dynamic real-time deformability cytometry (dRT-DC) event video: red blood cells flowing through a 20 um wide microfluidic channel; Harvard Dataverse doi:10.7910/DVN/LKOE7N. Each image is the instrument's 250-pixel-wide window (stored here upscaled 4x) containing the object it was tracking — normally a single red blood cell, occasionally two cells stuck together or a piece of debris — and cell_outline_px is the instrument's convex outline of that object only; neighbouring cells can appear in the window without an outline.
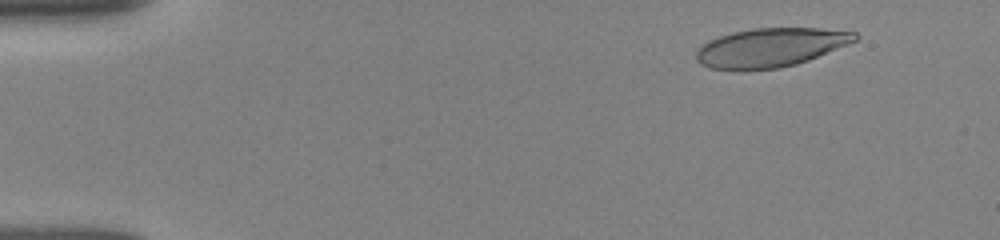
{"species": "human", "species_latin": "Homo sapiens", "temperature_condition": "room temperature", "stored_images_in_passage": 45, "camera_frame_rate_fps": 3000, "um_per_image_px": 0.085, "donor": {"sex": "female"}, "frame": {"image": 1, "passage_image": 6, "time_ms": 1.333, "image_size_px": [1000, 240], "cell_outline_px": [[860, 36], [856, 40], [848, 44], [808, 60], [796, 64], [780, 68], [744, 72], [740, 72], [708, 68], [700, 64], [696, 60], [696, 52], [708, 40], [732, 32], [752, 28], [820, 28], [856, 32]], "centroid_in_image_um": [65.45, 4.07], "position_along_channel_um": 19.6, "area_um2": 36.53}}
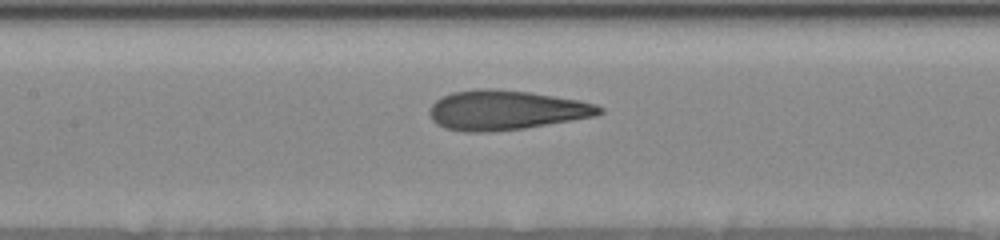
{"frame": {"image": 2, "passage_image": 28, "time_ms": 7.667, "image_size_px": [1000, 240], "cell_outline_px": [[604, 112], [596, 116], [524, 128], [488, 132], [464, 132], [444, 128], [436, 124], [432, 120], [428, 112], [428, 108], [436, 100], [452, 92], [480, 88], [496, 88], [528, 92], [580, 100], [596, 104], [604, 108]], "centroid_in_image_um": [42.98, 9.36], "position_along_channel_um": 164.4, "area_um2": 39.42}}
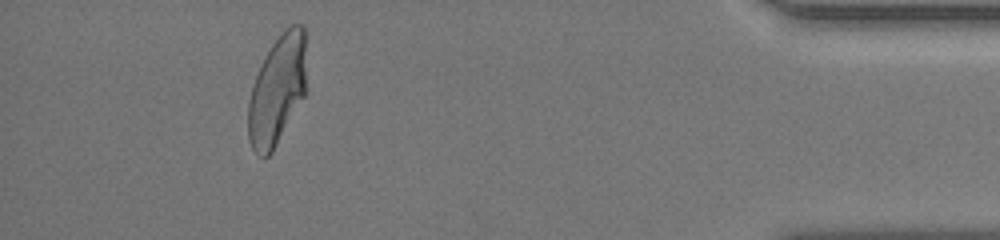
{"frame": {"image": 3, "passage_image": 42, "time_ms": 15.333, "image_size_px": [1000, 240], "cell_outline_px": [[304, 96], [272, 152], [264, 160], [256, 156], [248, 140], [248, 104], [252, 88], [256, 76], [264, 56], [272, 44], [284, 28], [292, 24], [300, 24], [304, 28]], "centroid_in_image_um": [23.52, 7.71], "position_along_channel_um": 411.7, "area_um2": 36.76}, "authors_computed_cell_mechanics": {"area_um2": 38.0902, "velocity_mm_per_s": 3.8898, "shape_relaxation_time_tau1_ms": 6.3677, "shape_relaxation_time_tau2_ms": 1.023, "deformation_change_tau1": 0.2484, "deformation_change_tau2": 0.0891}}